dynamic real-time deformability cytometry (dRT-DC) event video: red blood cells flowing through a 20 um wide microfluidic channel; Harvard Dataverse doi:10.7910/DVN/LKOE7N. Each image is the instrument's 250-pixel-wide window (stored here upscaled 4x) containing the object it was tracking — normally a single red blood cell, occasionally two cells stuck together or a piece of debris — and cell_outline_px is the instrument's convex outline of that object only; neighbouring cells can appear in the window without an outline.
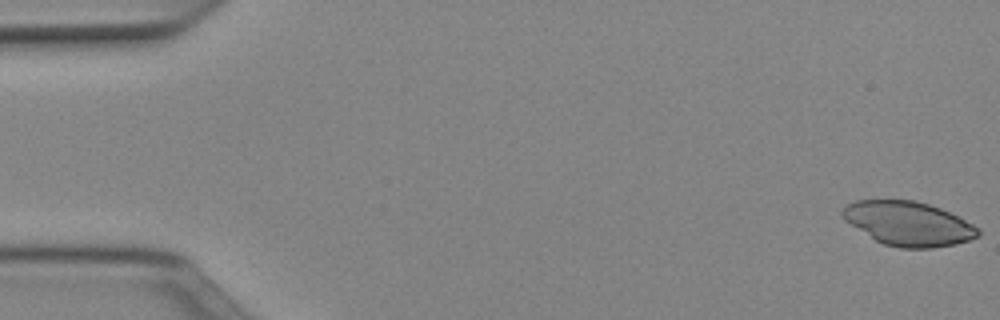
{"species": "Egyptian fruit bat (a non-hibernating species)", "species_latin": "Rousettus aegyptiacus", "temperature_condition": "cold", "stored_images_in_passage": 50, "camera_frame_rate_fps": 3000, "um_per_image_px": 0.085, "animal": {"sex": "female"}, "frame": {"image": 1, "passage_image": 1, "time_ms": 0.0, "image_size_px": [1000, 320], "cell_outline_px": [[980, 236], [956, 244], [932, 248], [900, 248], [884, 244], [876, 240], [844, 220], [840, 212], [848, 204], [856, 200], [916, 200], [940, 208], [980, 228]], "centroid_in_image_um": [77.22, 19.01], "position_along_channel_um": 7.8, "area_um2": 34.68}}